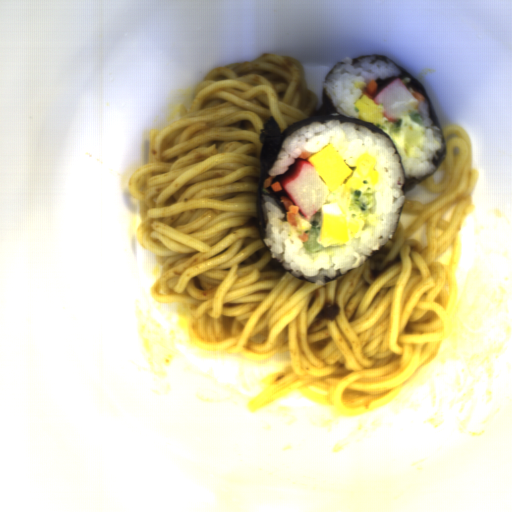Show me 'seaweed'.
<instances>
[{
  "label": "seaweed",
  "mask_w": 512,
  "mask_h": 512,
  "mask_svg": "<svg viewBox=\"0 0 512 512\" xmlns=\"http://www.w3.org/2000/svg\"><path fill=\"white\" fill-rule=\"evenodd\" d=\"M331 119H338L341 123H356L360 125H364L367 128L370 129L371 133H381L386 138H388L393 145L395 149V153H398L403 173H404V181L407 179L405 175L404 165H403V159L402 156L398 150L397 145L392 140V138L389 136V134L384 131L383 129L374 126V122H365L363 120L358 119V117H350L341 114L338 112L332 98L328 95L327 89L323 88L322 93V101L321 106L317 110L314 116H311L309 118H306L304 120H301L299 122H296L294 124L289 125L285 130L281 132V127L277 121V119L272 115L268 120H266L263 123V128H260V134L258 140L262 143L260 154H259V164H260V174L259 179L257 183V193H256V207H255V217L256 222L258 226L259 236L261 241L263 242L267 253L269 255V258L274 266L275 269L282 271L296 279H300L303 281L311 282L303 275L301 277H295L290 271L283 268L282 263L277 262L272 258V255L270 253L269 247L264 242V238L266 236V226H265V220H264V214H263V204H262V194L267 195L269 197H272L275 202L279 205L281 210L284 213V217L281 219V221H287L286 218V210L273 191L272 187H268L264 189L263 187V181L267 179L268 177H271L269 175V170L273 167V165L278 160V155L281 151L282 145L287 137H289L293 132L301 128L302 126L309 124L311 122H319L320 124H325L326 120ZM315 283V282H311Z\"/></svg>",
  "instance_id": "1"
},
{
  "label": "seaweed",
  "mask_w": 512,
  "mask_h": 512,
  "mask_svg": "<svg viewBox=\"0 0 512 512\" xmlns=\"http://www.w3.org/2000/svg\"><path fill=\"white\" fill-rule=\"evenodd\" d=\"M366 57H375L374 60L372 62H370L369 64L373 65V64L376 63V61H382V62L387 63V64H388V62H391L393 65H395L401 71L400 75H397V76H389L387 78H382V77L381 78H377L375 81L378 83V88H379L380 92L393 79L400 78L401 81L404 83V85L406 86V88L409 90V92L411 94L413 92H421L423 94V96L425 97V99L427 101V105H428L429 118L432 121V125H437L438 128L440 129L442 144H443V147H444L442 152H440L438 150L436 152L437 155H438L439 160H436L435 156H432V159H431V162L434 165V167L438 168L439 165L441 164L444 156H445V152H446V139H445L443 130H442L441 126H440V123L438 121V118H437V116L435 114V111H434V109L432 107V104H431V101H430V97H429V94H428L427 90L422 85V83L420 82L419 79L414 77L407 70H405L403 67H401L400 65H398L397 63H395L394 61H392L391 59H389L385 55H380V54H376L375 53V54H366V55L356 56L355 58L352 59L351 66L352 65H356L360 60H362V59H364Z\"/></svg>",
  "instance_id": "2"
},
{
  "label": "seaweed",
  "mask_w": 512,
  "mask_h": 512,
  "mask_svg": "<svg viewBox=\"0 0 512 512\" xmlns=\"http://www.w3.org/2000/svg\"><path fill=\"white\" fill-rule=\"evenodd\" d=\"M297 159H298V157H295V161L289 165L288 169L285 172H283V173L277 175L276 177L272 178V183L275 182V181H278L279 178L284 176L289 171L290 167L296 163Z\"/></svg>",
  "instance_id": "3"
},
{
  "label": "seaweed",
  "mask_w": 512,
  "mask_h": 512,
  "mask_svg": "<svg viewBox=\"0 0 512 512\" xmlns=\"http://www.w3.org/2000/svg\"><path fill=\"white\" fill-rule=\"evenodd\" d=\"M351 270H352V269H350L349 271H351ZM349 271H348V272H349ZM348 272H346V273H348ZM346 273H345V274H346ZM345 274H340V273H339V274H338V275H336L334 278H330V277H328V276H326V275H325V283H326V282H332V281H334V280L338 279L339 277H341V276H343V275H345Z\"/></svg>",
  "instance_id": "4"
},
{
  "label": "seaweed",
  "mask_w": 512,
  "mask_h": 512,
  "mask_svg": "<svg viewBox=\"0 0 512 512\" xmlns=\"http://www.w3.org/2000/svg\"><path fill=\"white\" fill-rule=\"evenodd\" d=\"M340 64H345V63H344L343 61H339L337 64H335V65L331 68V70L328 72V74H327V76H326V78H325L324 83H326V81H327V78H328L329 74H330V73H333V69H334V67H335L336 65H340Z\"/></svg>",
  "instance_id": "5"
}]
</instances>
